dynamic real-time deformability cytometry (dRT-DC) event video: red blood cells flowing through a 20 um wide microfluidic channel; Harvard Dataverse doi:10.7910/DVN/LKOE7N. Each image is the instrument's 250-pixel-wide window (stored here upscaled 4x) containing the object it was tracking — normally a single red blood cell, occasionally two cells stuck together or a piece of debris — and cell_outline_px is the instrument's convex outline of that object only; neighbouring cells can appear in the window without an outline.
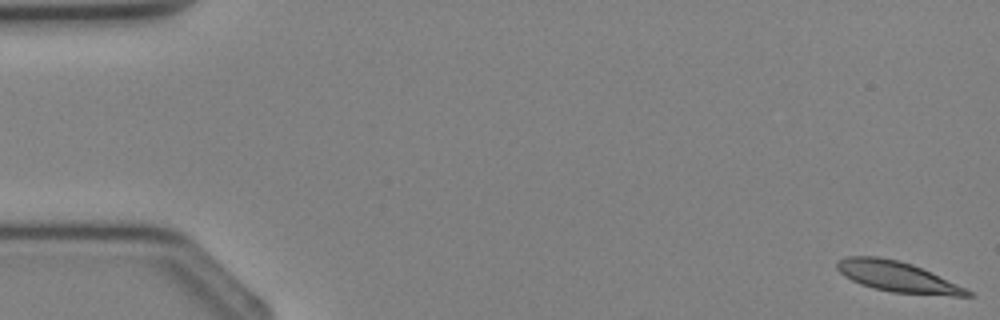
{"species": "Egyptian fruit bat (a non-hibernating species)", "species_latin": "Rousettus aegyptiacus", "temperature_condition": "cold", "stored_images_in_passage": 4, "camera_frame_rate_fps": 3000, "um_per_image_px": 0.085, "animal": {"sex": "female"}, "frame": {"image": 1, "passage_image": 4, "time_ms": 3.333, "image_size_px": [1000, 320], "cell_outline_px": [[976, 296], [952, 296], [892, 292], [872, 288], [860, 284], [844, 276], [836, 268], [836, 264], [840, 260], [848, 256], [880, 256], [900, 260], [912, 264], [932, 272], [972, 292]], "centroid_in_image_um": [76.27, 23.52], "position_along_channel_um": 8.7, "area_um2": 23.18}}